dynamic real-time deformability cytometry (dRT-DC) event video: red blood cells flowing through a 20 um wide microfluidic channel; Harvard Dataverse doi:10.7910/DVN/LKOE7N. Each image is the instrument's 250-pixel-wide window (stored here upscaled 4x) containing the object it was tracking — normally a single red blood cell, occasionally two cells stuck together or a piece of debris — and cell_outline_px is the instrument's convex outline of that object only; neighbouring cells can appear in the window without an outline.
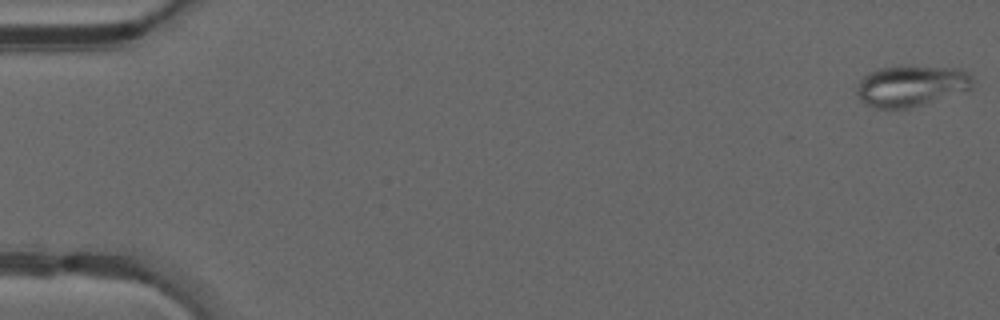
{"species": "common noctule bat (a hibernating species)", "species_latin": "Nyctalus noctula", "temperature_condition": "warm", "stored_images_in_passage": 49, "segment_of_instrument_passage": [1, 2], "camera_frame_rate_fps": 3000, "um_per_image_px": 0.085, "animal": {"sex": "male", "forearm_length_mm": 52.5}, "frame": {"image": 1, "passage_image": 1, "time_ms": 0.0, "image_size_px": [1000, 320], "cell_outline_px": [[972, 88], [968, 92], [912, 108], [876, 108], [864, 104], [856, 96], [856, 88], [860, 80], [864, 76], [880, 68], [956, 68], [972, 76]], "centroid_in_image_um": [77.46, 7.36], "position_along_channel_um": 7.5, "area_um2": 27.46}}